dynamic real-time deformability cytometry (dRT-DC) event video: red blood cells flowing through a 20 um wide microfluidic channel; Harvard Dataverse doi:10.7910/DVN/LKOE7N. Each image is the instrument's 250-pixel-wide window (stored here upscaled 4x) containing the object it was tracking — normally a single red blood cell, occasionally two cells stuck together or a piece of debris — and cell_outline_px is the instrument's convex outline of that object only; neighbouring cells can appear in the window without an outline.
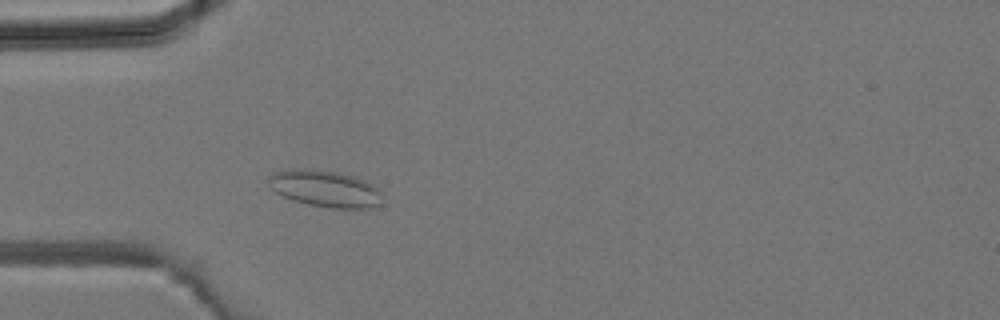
{"species": "common noctule bat (a hibernating species)", "species_latin": "Nyctalus noctula", "temperature_condition": "room temperature", "stored_images_in_passage": 32, "camera_frame_rate_fps": 3000, "um_per_image_px": 0.085, "animal": {"sex": "male", "body_mass_g": 19.2, "forearm_length_mm": 51.8}, "frame": {"image": 1, "passage_image": 3, "time_ms": 0.667, "image_size_px": [1000, 320], "cell_outline_px": [[380, 204], [368, 208], [332, 208], [308, 204], [292, 200], [276, 192], [268, 184], [268, 176], [272, 172], [288, 168], [304, 168], [340, 172], [364, 180], [372, 184], [380, 192]], "centroid_in_image_um": [27.57, 16.01], "position_along_channel_um": 57.4, "area_um2": 24.33}}
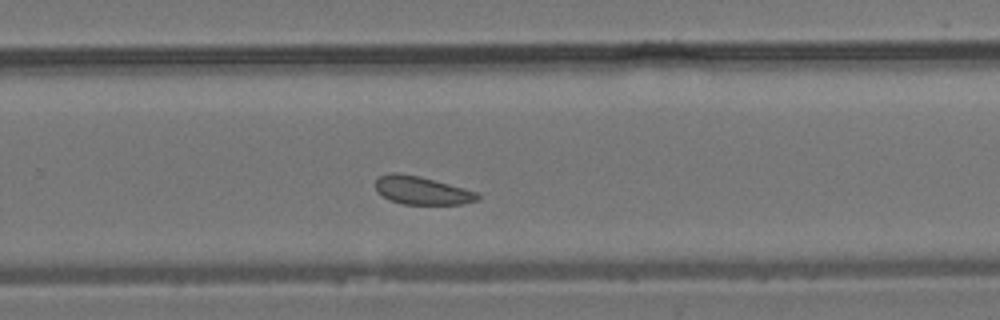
{"frame": {"image": 2, "passage_image": 18, "time_ms": 5.667, "image_size_px": [1000, 320], "cell_outline_px": [[480, 200], [464, 204], [404, 204], [392, 200], [376, 192], [376, 180], [380, 176], [388, 172], [396, 172], [420, 176], [464, 188], [476, 192], [480, 196]], "centroid_in_image_um": [35.87, 16.18], "position_along_channel_um": 293.9, "area_um2": 16.7}}
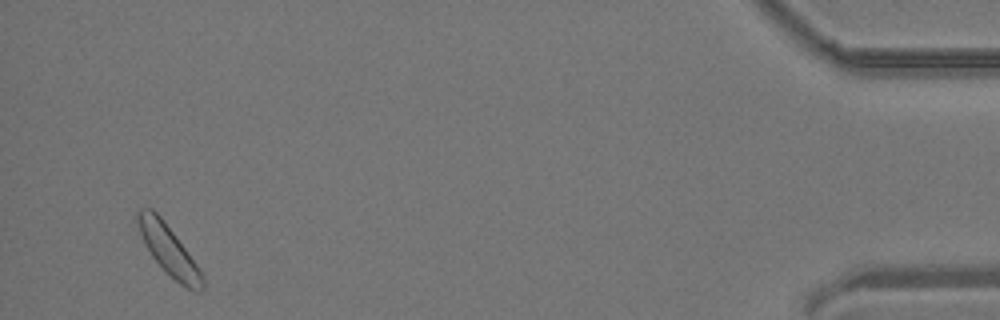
{"frame": {"image": 3, "passage_image": 31, "time_ms": 10.0, "image_size_px": [1000, 320], "cell_outline_px": [[204, 292], [196, 292], [180, 284], [152, 256], [144, 244], [136, 220], [136, 208], [152, 208], [160, 216], [196, 264], [204, 280]], "centroid_in_image_um": [14.31, 21.23], "position_along_channel_um": 420.9, "area_um2": 18.21}}